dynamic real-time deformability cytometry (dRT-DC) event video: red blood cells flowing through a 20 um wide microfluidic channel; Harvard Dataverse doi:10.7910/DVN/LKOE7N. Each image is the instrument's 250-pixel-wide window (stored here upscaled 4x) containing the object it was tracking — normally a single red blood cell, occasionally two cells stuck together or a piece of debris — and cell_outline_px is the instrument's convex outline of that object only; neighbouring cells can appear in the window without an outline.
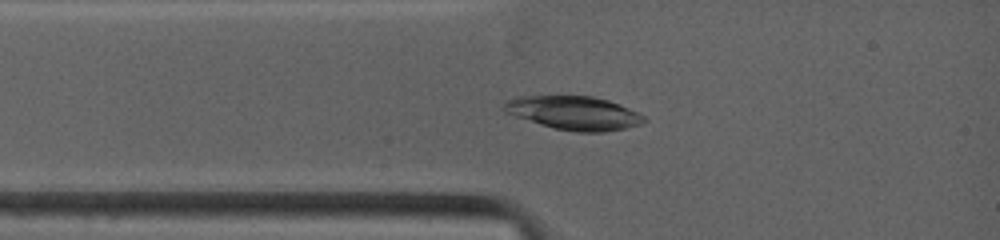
{"species": "common noctule bat (a hibernating species)", "species_latin": "Nyctalus noctula", "temperature_condition": "warm", "stored_images_in_passage": 24, "camera_frame_rate_fps": 4500, "um_per_image_px": 0.085, "animal": {"sex": "female", "body_mass_g": 19.0, "forearm_length_mm": 53.3}, "frame": {"image": 1, "passage_image": 4, "time_ms": 0.889, "image_size_px": [1000, 240], "cell_outline_px": [[648, 120], [640, 124], [624, 128], [604, 132], [576, 132], [552, 128], [504, 112], [500, 108], [504, 100], [516, 96], [592, 96], [608, 100], [620, 104], [644, 116]], "centroid_in_image_um": [48.73, 9.59], "position_along_channel_um": 36.3, "area_um2": 27.57}}
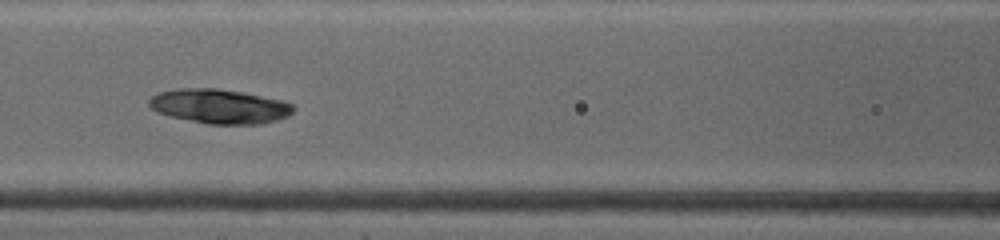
{"frame": {"image": 2, "passage_image": 13, "time_ms": 3.778, "image_size_px": [1000, 240], "cell_outline_px": [[296, 108], [288, 116], [276, 120], [260, 124], [208, 124], [168, 116], [156, 112], [148, 104], [148, 100], [152, 96], [160, 92], [176, 88], [216, 88], [240, 92], [284, 100], [292, 104]], "centroid_in_image_um": [18.65, 9.04], "position_along_channel_um": 148.0, "area_um2": 29.02}}
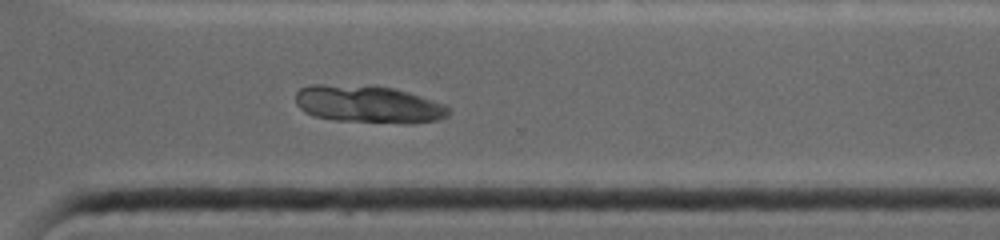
{"frame": {"image": 3, "passage_image": 24, "time_ms": 8.667, "image_size_px": [1000, 240], "cell_outline_px": [[452, 112], [448, 116], [440, 120], [332, 120], [316, 116], [304, 112], [296, 104], [296, 92], [300, 88], [312, 84], [324, 84], [392, 88], [408, 92], [444, 104]], "centroid_in_image_um": [31.22, 8.82], "position_along_channel_um": 339.4, "area_um2": 31.79}}